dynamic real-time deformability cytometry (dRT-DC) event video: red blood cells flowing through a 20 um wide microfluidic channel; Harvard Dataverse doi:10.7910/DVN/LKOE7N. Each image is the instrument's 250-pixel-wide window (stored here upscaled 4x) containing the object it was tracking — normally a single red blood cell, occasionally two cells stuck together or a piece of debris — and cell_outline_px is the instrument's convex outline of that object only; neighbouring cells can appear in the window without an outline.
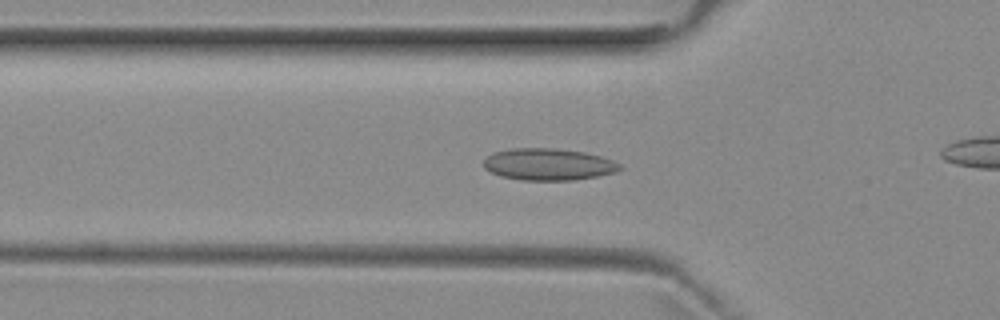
{"species": "common noctule bat (a hibernating species)", "species_latin": "Nyctalus noctula", "temperature_condition": "room temperature", "stored_images_in_passage": 42, "camera_frame_rate_fps": 3000, "um_per_image_px": 0.085, "animal": {"sex": "female", "body_mass_g": 29.2, "forearm_length_mm": 56.3}, "frame": {"image": 1, "passage_image": 17, "time_ms": 5.333, "image_size_px": [1000, 320], "cell_outline_px": [[624, 168], [616, 172], [596, 176], [572, 180], [520, 180], [500, 176], [484, 168], [484, 160], [492, 152], [512, 148], [552, 148], [584, 152], [600, 156], [612, 160], [620, 164]], "centroid_in_image_um": [46.6, 13.97], "position_along_channel_um": 79.2, "area_um2": 25.26}}
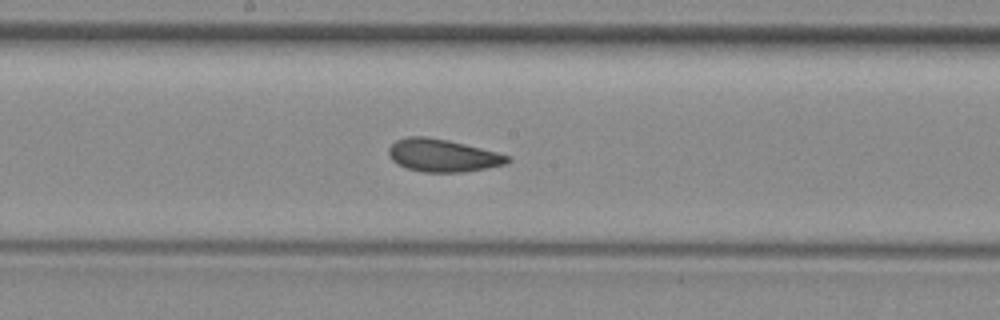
{"frame": {"image": 2, "passage_image": 27, "time_ms": 8.667, "image_size_px": [1000, 320], "cell_outline_px": [[512, 160], [508, 164], [464, 172], [424, 172], [408, 168], [396, 164], [388, 156], [388, 148], [396, 140], [408, 136], [424, 136], [448, 140], [512, 156]], "centroid_in_image_um": [37.63, 13.22], "position_along_channel_um": 210.6, "area_um2": 22.72}}
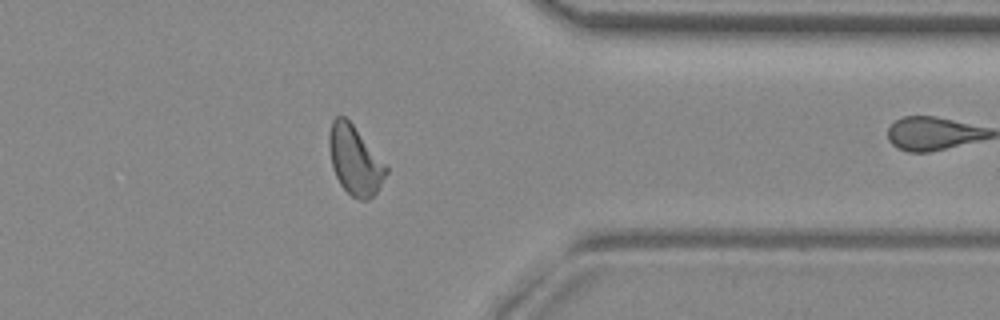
{"frame": {"image": 3, "passage_image": 41, "time_ms": 13.333, "image_size_px": [1000, 320], "cell_outline_px": [[388, 172], [376, 192], [368, 200], [360, 200], [352, 196], [340, 184], [332, 168], [328, 148], [328, 136], [332, 120], [336, 116], [344, 116], [352, 124], [388, 168]], "centroid_in_image_um": [30.13, 13.63], "position_along_channel_um": 381.3, "area_um2": 22.6}}